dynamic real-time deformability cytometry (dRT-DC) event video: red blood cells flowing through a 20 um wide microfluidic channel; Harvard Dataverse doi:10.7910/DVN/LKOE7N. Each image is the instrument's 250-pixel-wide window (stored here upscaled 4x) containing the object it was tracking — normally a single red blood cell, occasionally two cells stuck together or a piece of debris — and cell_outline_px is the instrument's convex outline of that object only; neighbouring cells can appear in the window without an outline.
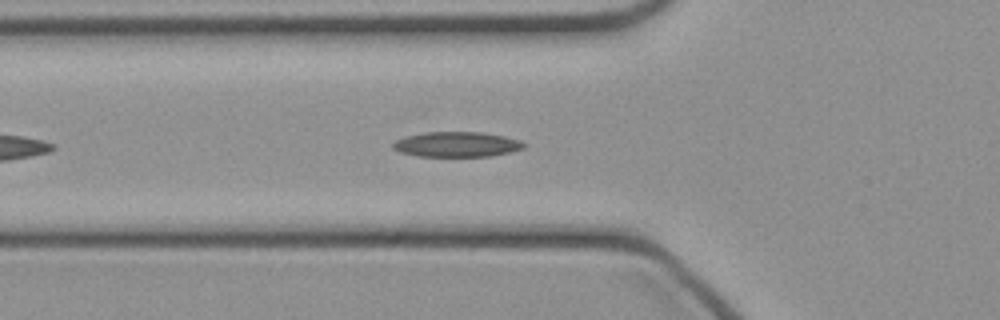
{"species": "common noctule bat (a hibernating species)", "species_latin": "Nyctalus noctula", "temperature_condition": "cold", "stored_images_in_passage": 12, "camera_frame_rate_fps": 3000, "um_per_image_px": 0.085, "animal": {"sex": "female", "body_mass_g": 21.9}, "frame": {"image": 1, "passage_image": 6, "time_ms": 1.667, "image_size_px": [1000, 320], "cell_outline_px": [[524, 148], [492, 156], [416, 156], [400, 152], [392, 148], [392, 144], [396, 140], [404, 136], [424, 132], [480, 132], [504, 136], [520, 140], [524, 144]], "centroid_in_image_um": [38.78, 12.27], "position_along_channel_um": 87.0, "area_um2": 19.13}}
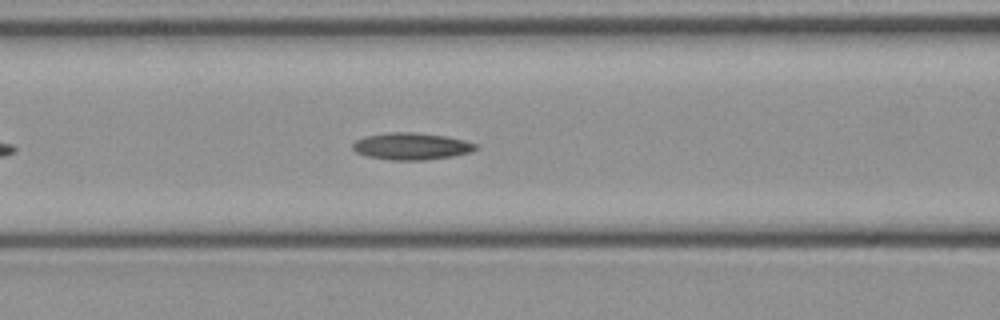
{"frame": {"image": 2, "passage_image": 9, "time_ms": 2.667, "image_size_px": [1000, 320], "cell_outline_px": [[480, 148], [472, 152], [452, 156], [424, 160], [388, 160], [368, 156], [356, 152], [352, 148], [352, 144], [356, 140], [364, 136], [388, 132], [412, 132], [444, 136], [464, 140], [476, 144]], "centroid_in_image_um": [34.97, 12.43], "position_along_channel_um": 131.6, "area_um2": 19.36}}